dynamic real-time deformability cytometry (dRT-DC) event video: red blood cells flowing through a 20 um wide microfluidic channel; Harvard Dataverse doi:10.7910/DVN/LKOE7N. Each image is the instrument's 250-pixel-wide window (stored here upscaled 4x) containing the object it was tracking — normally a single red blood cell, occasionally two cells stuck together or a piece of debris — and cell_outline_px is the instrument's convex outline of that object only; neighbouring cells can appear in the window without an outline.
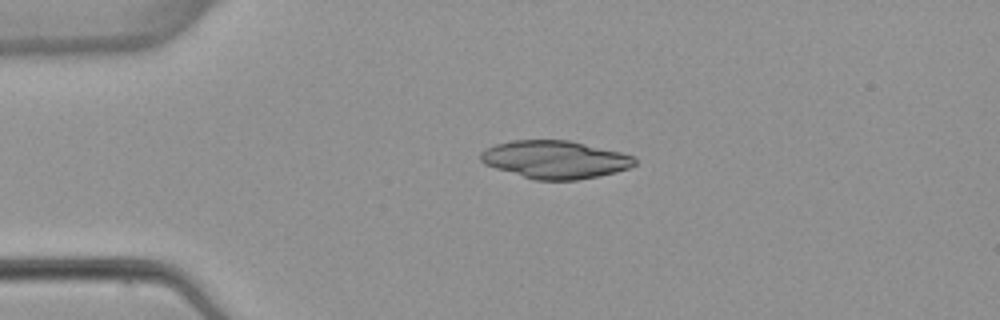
{"species": "common noctule bat (a hibernating species)", "species_latin": "Nyctalus noctula", "temperature_condition": "warm", "stored_images_in_passage": 3, "camera_frame_rate_fps": 3000, "um_per_image_px": 0.085, "animal": {"sex": "female", "body_mass_g": 22.7, "forearm_length_mm": 54.2}, "frame": {"image": 1, "passage_image": 1, "time_ms": 0.0, "image_size_px": [1000, 320], "cell_outline_px": [[636, 164], [628, 168], [616, 172], [576, 180], [536, 180], [496, 168], [484, 164], [480, 160], [480, 152], [496, 144], [512, 140], [568, 140], [620, 152], [636, 156]], "centroid_in_image_um": [47.19, 13.56], "position_along_channel_um": 37.8, "area_um2": 33.76}}